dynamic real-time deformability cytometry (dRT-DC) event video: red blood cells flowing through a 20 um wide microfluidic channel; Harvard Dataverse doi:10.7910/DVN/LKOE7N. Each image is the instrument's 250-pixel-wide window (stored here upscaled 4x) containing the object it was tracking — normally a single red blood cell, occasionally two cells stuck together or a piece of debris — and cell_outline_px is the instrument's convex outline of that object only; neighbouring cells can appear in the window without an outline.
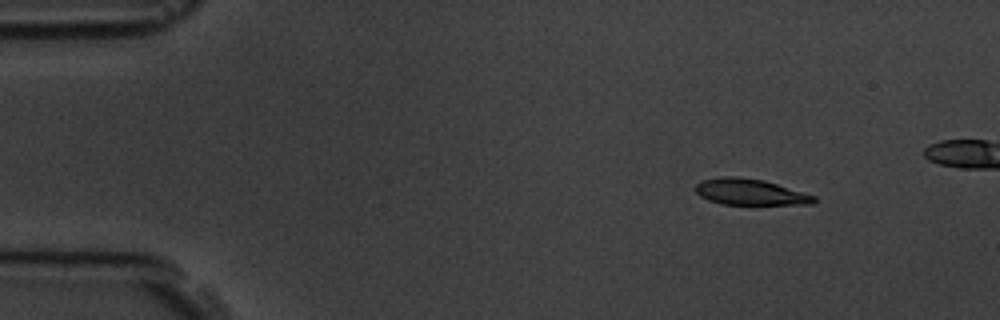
{"species": "common noctule bat (a hibernating species)", "species_latin": "Nyctalus noctula", "temperature_condition": "room temperature", "stored_images_in_passage": 6, "camera_frame_rate_fps": 3000, "um_per_image_px": 0.085, "animal": {"sex": "male", "body_mass_g": 19.5, "forearm_length_mm": 54.6}, "frame": {"image": 1, "passage_image": 2, "time_ms": 1.0, "image_size_px": [1000, 320], "cell_outline_px": [[816, 200], [812, 204], [720, 204], [708, 200], [700, 196], [696, 192], [696, 184], [704, 180], [720, 176], [736, 176], [764, 180], [816, 196]], "centroid_in_image_um": [63.74, 16.31], "position_along_channel_um": 21.3, "area_um2": 17.92}}
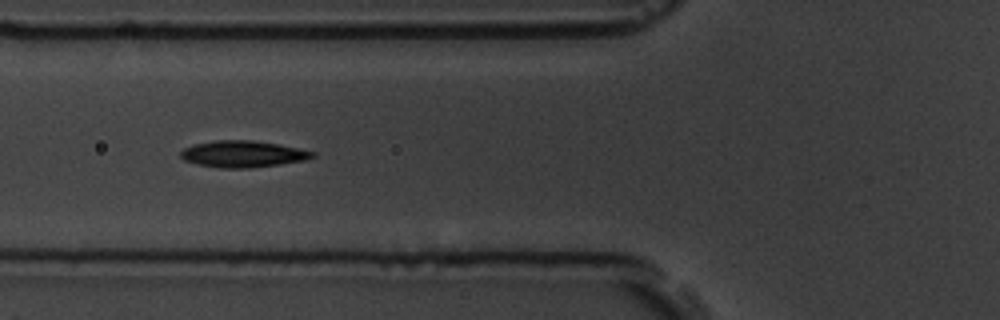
{"frame": {"image": 2, "passage_image": 6, "time_ms": 5.667, "image_size_px": [1000, 320], "cell_outline_px": [[316, 156], [304, 160], [280, 164], [248, 168], [220, 168], [196, 164], [184, 160], [180, 156], [180, 152], [184, 148], [192, 144], [216, 140], [252, 140], [280, 144], [316, 152]], "centroid_in_image_um": [20.63, 13.08], "position_along_channel_um": 105.2, "area_um2": 20.52}}